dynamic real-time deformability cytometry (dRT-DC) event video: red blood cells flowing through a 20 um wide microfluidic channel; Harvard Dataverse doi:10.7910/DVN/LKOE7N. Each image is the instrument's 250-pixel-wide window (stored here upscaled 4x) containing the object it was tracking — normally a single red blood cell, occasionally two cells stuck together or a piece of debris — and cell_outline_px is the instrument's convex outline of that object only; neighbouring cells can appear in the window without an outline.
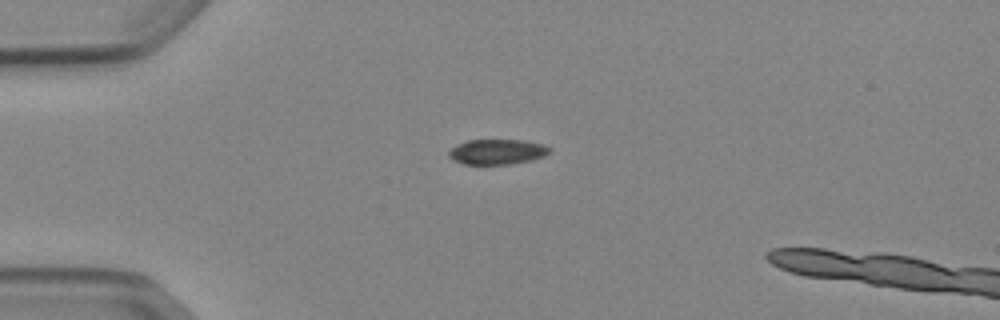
{"species": "Egyptian fruit bat (a non-hibernating species)", "species_latin": "Rousettus aegyptiacus", "temperature_condition": "cold", "stored_images_in_passage": 38, "camera_frame_rate_fps": 3000, "um_per_image_px": 0.085, "animal": {"sex": "female"}, "frame": {"image": 1, "passage_image": 1, "time_ms": 0.0, "image_size_px": [1000, 320], "cell_outline_px": [[552, 152], [544, 156], [532, 160], [508, 164], [464, 164], [452, 160], [448, 156], [448, 152], [456, 144], [468, 140], [524, 140], [544, 144], [552, 148]], "centroid_in_image_um": [42.28, 12.9], "position_along_channel_um": 42.7, "area_um2": 14.97}}
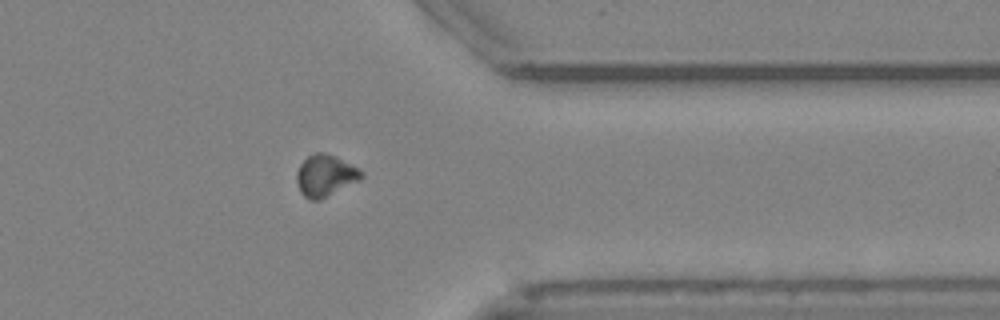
{"frame": {"image": 2, "passage_image": 30, "time_ms": 9.667, "image_size_px": [1000, 320], "cell_outline_px": [[364, 176], [360, 180], [320, 200], [308, 200], [300, 192], [296, 180], [296, 172], [300, 164], [308, 156], [316, 152], [324, 152], [336, 156], [364, 172]], "centroid_in_image_um": [27.64, 14.93], "position_along_channel_um": 383.8, "area_um2": 15.78}}
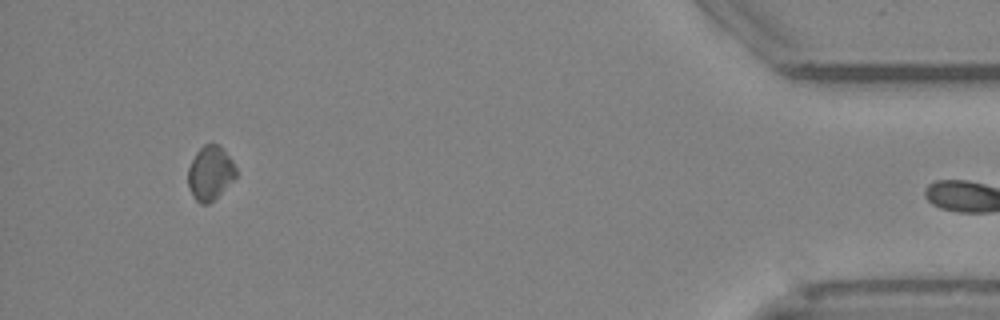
{"frame": {"image": 3, "passage_image": 37, "time_ms": 12.0, "image_size_px": [1000, 320], "cell_outline_px": [[236, 176], [208, 204], [200, 204], [192, 196], [188, 184], [188, 168], [196, 152], [204, 144], [220, 144], [232, 160], [236, 168]], "centroid_in_image_um": [17.85, 14.68], "position_along_channel_um": 417.4, "area_um2": 14.91}}